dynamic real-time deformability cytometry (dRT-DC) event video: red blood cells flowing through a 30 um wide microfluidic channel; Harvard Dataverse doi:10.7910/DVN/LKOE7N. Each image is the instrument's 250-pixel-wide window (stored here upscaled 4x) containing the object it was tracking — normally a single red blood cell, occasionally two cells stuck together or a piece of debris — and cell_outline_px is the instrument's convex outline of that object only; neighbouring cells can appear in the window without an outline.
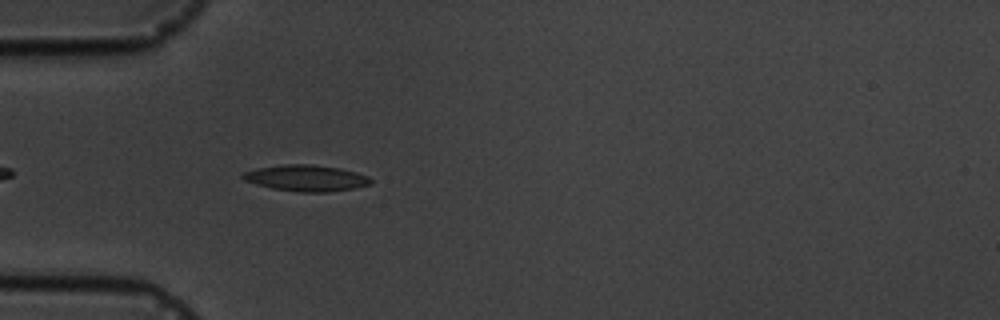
{"species": "common noctule bat (a hibernating species)", "species_latin": "Nyctalus noctula", "temperature_condition": "cold", "stored_images_in_passage": 5, "camera_frame_rate_fps": 3000, "um_per_image_px": 0.085, "animal": {"sex": "male", "body_mass_g": 19.5, "forearm_length_mm": 54.6}, "frame": {"image": 1, "passage_image": 5, "time_ms": 5.333, "image_size_px": [1000, 320], "cell_outline_px": [[372, 184], [356, 188], [328, 192], [300, 192], [272, 188], [256, 184], [244, 180], [240, 176], [244, 172], [260, 168], [284, 164], [312, 164], [340, 168], [356, 172], [368, 176], [372, 180]], "centroid_in_image_um": [26.06, 15.14], "position_along_channel_um": 58.9, "area_um2": 19.54}}